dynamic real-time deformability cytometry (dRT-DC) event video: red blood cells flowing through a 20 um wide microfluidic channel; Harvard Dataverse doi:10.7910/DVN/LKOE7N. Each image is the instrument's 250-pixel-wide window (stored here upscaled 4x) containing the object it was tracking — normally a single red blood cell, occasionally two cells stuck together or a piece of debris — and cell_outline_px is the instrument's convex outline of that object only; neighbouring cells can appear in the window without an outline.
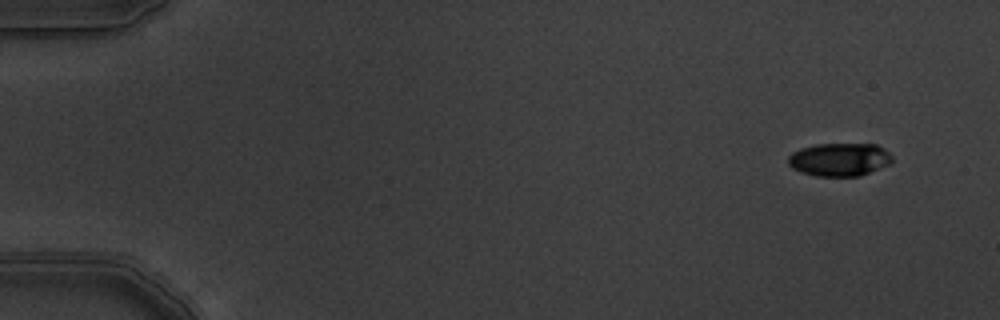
{"species": "common noctule bat (a hibernating species)", "species_latin": "Nyctalus noctula", "temperature_condition": "warm", "stored_images_in_passage": 11, "camera_frame_rate_fps": 3000, "um_per_image_px": 0.085, "animal": {"sex": "male", "body_mass_g": 19.5, "forearm_length_mm": 54.6}, "frame": {"image": 1, "passage_image": 1, "time_ms": 0.0, "image_size_px": [1000, 320], "cell_outline_px": [[892, 160], [888, 164], [860, 176], [816, 176], [800, 172], [792, 168], [788, 164], [788, 156], [792, 152], [800, 148], [816, 144], [876, 144], [884, 148], [892, 156]], "centroid_in_image_um": [71.32, 13.55], "position_along_channel_um": 13.7, "area_um2": 20.11}}
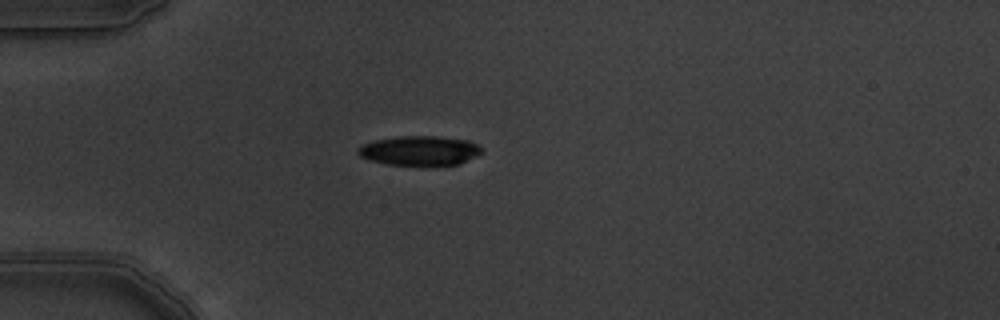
{"frame": {"image": 2, "passage_image": 4, "time_ms": 1.0, "image_size_px": [1000, 320], "cell_outline_px": [[484, 152], [460, 164], [388, 164], [372, 160], [360, 156], [356, 152], [364, 144], [372, 140], [396, 136], [436, 136], [468, 140], [476, 144]], "centroid_in_image_um": [35.68, 12.78], "position_along_channel_um": 49.3, "area_um2": 20.92}}